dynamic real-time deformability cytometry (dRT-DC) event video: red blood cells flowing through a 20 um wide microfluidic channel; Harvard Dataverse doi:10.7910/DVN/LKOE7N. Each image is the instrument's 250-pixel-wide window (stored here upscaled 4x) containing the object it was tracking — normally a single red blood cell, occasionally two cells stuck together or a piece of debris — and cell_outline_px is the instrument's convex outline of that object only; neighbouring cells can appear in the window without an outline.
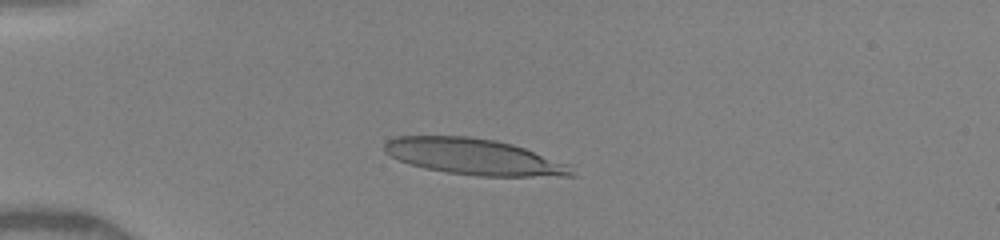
{"species": "human", "species_latin": "Homo sapiens", "temperature_condition": "warm", "stored_images_in_passage": 57, "camera_frame_rate_fps": 3000, "um_per_image_px": 0.085, "donor": {"sex": "female"}, "frame": {"image": 1, "passage_image": 17, "time_ms": 3.667, "image_size_px": [1000, 240], "cell_outline_px": [[576, 176], [476, 176], [448, 172], [424, 168], [408, 164], [384, 152], [384, 144], [388, 140], [396, 136], [468, 136], [496, 140], [512, 144], [572, 164]], "centroid_in_image_um": [40.34, 13.32], "position_along_channel_um": 44.7, "area_um2": 39.59}}
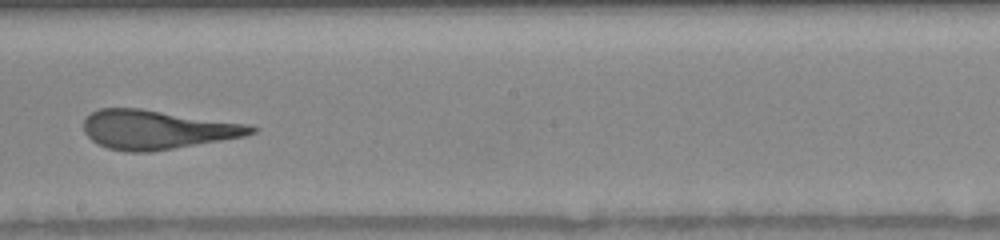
{"frame": {"image": 2, "passage_image": 37, "time_ms": 9.0, "image_size_px": [1000, 240], "cell_outline_px": [[260, 128], [256, 132], [244, 136], [152, 152], [128, 152], [108, 148], [96, 144], [84, 132], [84, 120], [92, 112], [100, 108], [140, 108], [248, 124]], "centroid_in_image_um": [13.34, 11.02], "position_along_channel_um": 234.9, "area_um2": 38.03}}
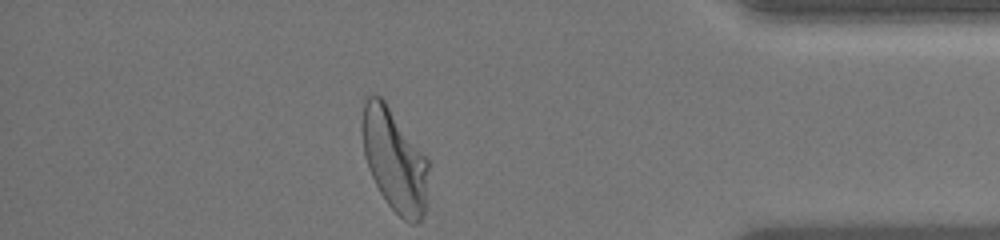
{"frame": {"image": 3, "passage_image": 57, "time_ms": 13.667, "image_size_px": [1000, 240], "cell_outline_px": [[428, 168], [424, 212], [420, 220], [416, 224], [412, 224], [404, 220], [388, 204], [380, 192], [368, 168], [364, 156], [360, 128], [360, 124], [364, 104], [368, 92], [380, 96], [384, 100], [428, 160]], "centroid_in_image_um": [33.48, 13.58], "position_along_channel_um": 401.7, "area_um2": 39.36}, "authors_computed_cell_mechanics": {"area_um2": 38.0324, "velocity_mm_per_s": 4.159, "shape_relaxation_time_tau1_ms": 7.938, "shape_relaxation_time_tau2_ms": 0.9669, "deformation_change_tau1": 0.3303, "deformation_change_tau2": 0.1083}}